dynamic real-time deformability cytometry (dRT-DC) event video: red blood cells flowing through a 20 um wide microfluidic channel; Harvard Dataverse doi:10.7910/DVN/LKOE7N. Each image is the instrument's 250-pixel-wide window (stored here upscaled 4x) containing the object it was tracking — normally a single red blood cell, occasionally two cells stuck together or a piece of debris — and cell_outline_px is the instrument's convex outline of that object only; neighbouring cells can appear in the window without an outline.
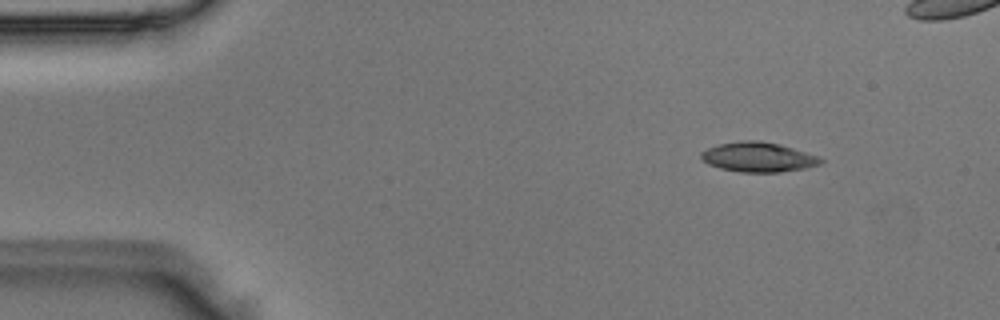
{"species": "Egyptian fruit bat (a non-hibernating species)", "species_latin": "Rousettus aegyptiacus", "temperature_condition": "room temperature", "stored_images_in_passage": 4, "camera_frame_rate_fps": 3000, "um_per_image_px": 0.085, "animal": {"sex": "male"}, "frame": {"image": 1, "passage_image": 1, "time_ms": 0.0, "image_size_px": [1000, 320], "cell_outline_px": [[824, 160], [820, 164], [804, 168], [780, 172], [740, 172], [720, 168], [708, 164], [700, 160], [700, 152], [708, 148], [720, 144], [740, 140], [756, 140], [776, 144], [792, 148], [816, 156]], "centroid_in_image_um": [64.38, 13.36], "position_along_channel_um": 20.6, "area_um2": 20.46}}